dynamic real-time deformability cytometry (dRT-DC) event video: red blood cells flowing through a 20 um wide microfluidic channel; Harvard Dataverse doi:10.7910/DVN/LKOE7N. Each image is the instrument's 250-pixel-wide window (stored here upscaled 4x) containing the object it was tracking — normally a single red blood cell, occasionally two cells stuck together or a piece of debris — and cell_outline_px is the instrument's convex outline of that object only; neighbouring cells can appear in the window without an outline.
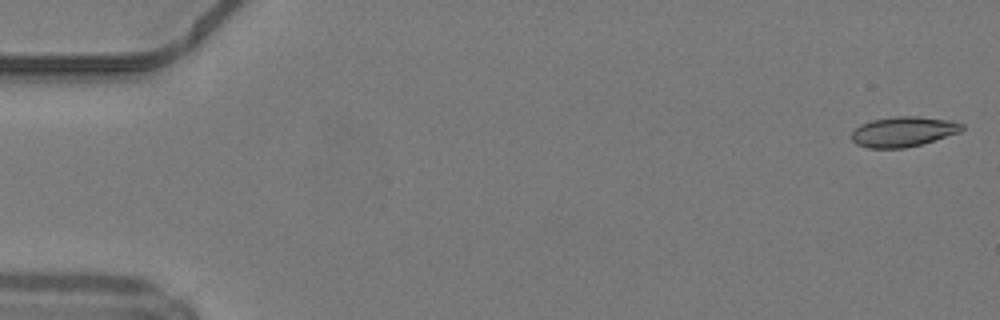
{"species": "common noctule bat (a hibernating species)", "species_latin": "Nyctalus noctula", "temperature_condition": "warm", "stored_images_in_passage": 48, "camera_frame_rate_fps": 3000, "um_per_image_px": 0.085, "animal": {"sex": "male", "body_mass_g": 19.2, "forearm_length_mm": 51.8}, "frame": {"image": 1, "passage_image": 1, "time_ms": 0.0, "image_size_px": [1000, 320], "cell_outline_px": [[964, 128], [960, 132], [920, 144], [904, 148], [868, 148], [856, 144], [852, 140], [852, 132], [860, 124], [872, 120], [896, 116], [916, 116], [952, 120], [964, 124]], "centroid_in_image_um": [76.78, 11.18], "position_along_channel_um": 8.2, "area_um2": 19.31}}
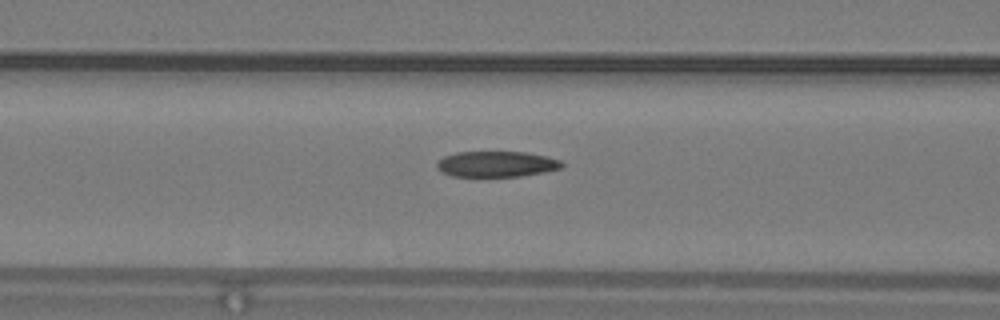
{"frame": {"image": 2, "passage_image": 20, "time_ms": 6.333, "image_size_px": [1000, 320], "cell_outline_px": [[564, 164], [560, 168], [544, 172], [520, 176], [452, 176], [436, 168], [436, 160], [444, 156], [456, 152], [524, 152], [548, 156], [560, 160]], "centroid_in_image_um": [42.18, 13.94], "position_along_channel_um": 124.4, "area_um2": 18.73}}
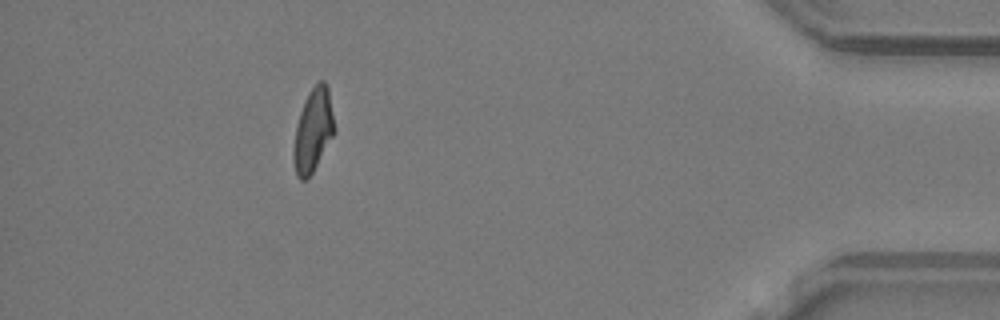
{"frame": {"image": 3, "passage_image": 44, "time_ms": 14.333, "image_size_px": [1000, 320], "cell_outline_px": [[336, 132], [312, 172], [304, 180], [300, 180], [296, 176], [292, 160], [292, 152], [296, 128], [300, 112], [304, 100], [308, 92], [320, 80], [324, 80], [328, 88], [336, 128]], "centroid_in_image_um": [26.61, 11.08], "position_along_channel_um": 408.6, "area_um2": 19.94}}